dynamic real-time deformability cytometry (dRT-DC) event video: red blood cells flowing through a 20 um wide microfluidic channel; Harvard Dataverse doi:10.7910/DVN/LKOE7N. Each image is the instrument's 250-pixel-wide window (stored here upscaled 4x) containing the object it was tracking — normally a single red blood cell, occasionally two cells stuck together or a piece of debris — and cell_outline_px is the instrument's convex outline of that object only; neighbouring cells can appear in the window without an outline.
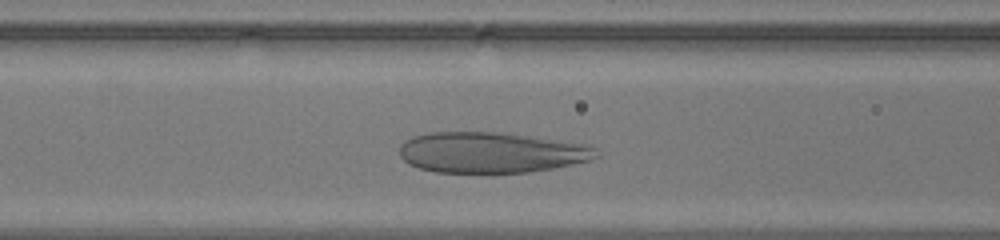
{"species": "human", "species_latin": "Homo sapiens", "temperature_condition": "warm", "stored_images_in_passage": 25, "camera_frame_rate_fps": 3000, "um_per_image_px": 0.085, "donor": {"sex": "male"}, "frame": {"image": 1, "passage_image": 9, "time_ms": 2.667, "image_size_px": [1000, 240], "cell_outline_px": [[600, 156], [588, 160], [572, 164], [552, 168], [528, 172], [436, 172], [420, 168], [408, 164], [400, 156], [400, 144], [404, 140], [412, 136], [432, 132], [496, 132], [528, 136], [588, 144], [596, 148]], "centroid_in_image_um": [41.73, 12.95], "position_along_channel_um": 124.9, "area_um2": 46.53}}
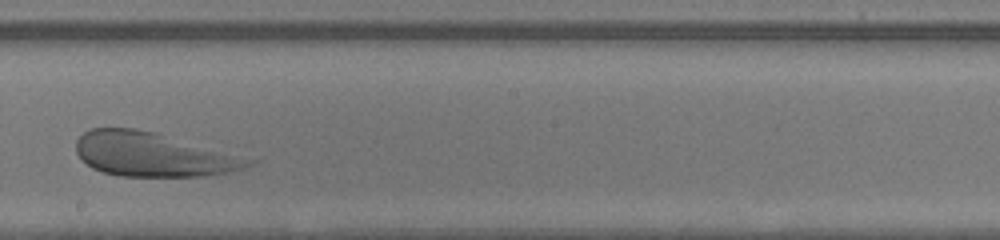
{"frame": {"image": 2, "passage_image": 16, "time_ms": 5.0, "image_size_px": [1000, 240], "cell_outline_px": [[260, 160], [244, 168], [228, 172], [204, 176], [120, 176], [104, 172], [92, 168], [76, 152], [76, 140], [84, 132], [92, 128], [136, 128], [156, 132]], "centroid_in_image_um": [13.05, 13.12], "position_along_channel_um": 235.2, "area_um2": 44.39}}
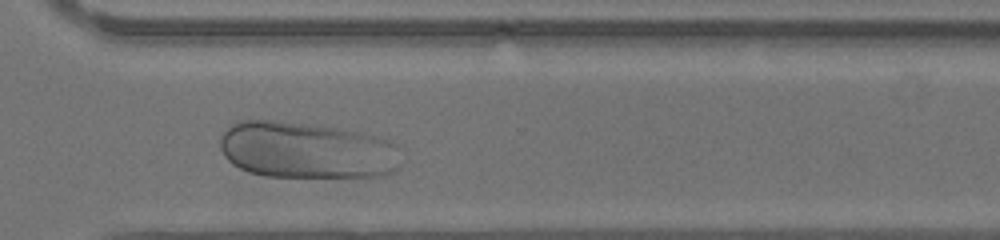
{"frame": {"image": 3, "passage_image": 23, "time_ms": 7.333, "image_size_px": [1000, 240], "cell_outline_px": [[400, 168], [392, 172], [380, 176], [264, 176], [248, 172], [232, 164], [224, 156], [220, 148], [220, 136], [236, 120], [272, 120], [304, 124], [332, 128], [356, 132], [372, 136], [384, 140], [392, 144], [400, 164]], "centroid_in_image_um": [25.95, 12.78], "position_along_channel_um": 344.7, "area_um2": 58.78}}